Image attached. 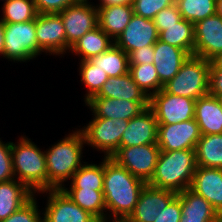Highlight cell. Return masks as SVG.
I'll return each mask as SVG.
<instances>
[{"instance_id":"6da1fadb","label":"cell","mask_w":222,"mask_h":222,"mask_svg":"<svg viewBox=\"0 0 222 222\" xmlns=\"http://www.w3.org/2000/svg\"><path fill=\"white\" fill-rule=\"evenodd\" d=\"M146 184L133 176L126 168L104 157L103 193L106 212H111L107 217V222H111L110 220L124 222L133 212Z\"/></svg>"},{"instance_id":"7a4b0ae2","label":"cell","mask_w":222,"mask_h":222,"mask_svg":"<svg viewBox=\"0 0 222 222\" xmlns=\"http://www.w3.org/2000/svg\"><path fill=\"white\" fill-rule=\"evenodd\" d=\"M45 150L47 190L61 189L65 182L85 163L82 160L85 138L80 129ZM82 161V162H81Z\"/></svg>"},{"instance_id":"3957f363","label":"cell","mask_w":222,"mask_h":222,"mask_svg":"<svg viewBox=\"0 0 222 222\" xmlns=\"http://www.w3.org/2000/svg\"><path fill=\"white\" fill-rule=\"evenodd\" d=\"M197 169L196 151H160L150 186L180 193L190 188Z\"/></svg>"},{"instance_id":"277c9868","label":"cell","mask_w":222,"mask_h":222,"mask_svg":"<svg viewBox=\"0 0 222 222\" xmlns=\"http://www.w3.org/2000/svg\"><path fill=\"white\" fill-rule=\"evenodd\" d=\"M11 142L12 167L15 179L23 183L31 192L47 190V170L45 152L41 151L25 135Z\"/></svg>"},{"instance_id":"5b68a950","label":"cell","mask_w":222,"mask_h":222,"mask_svg":"<svg viewBox=\"0 0 222 222\" xmlns=\"http://www.w3.org/2000/svg\"><path fill=\"white\" fill-rule=\"evenodd\" d=\"M210 66L211 61L190 55L179 72L163 86V89L172 95L197 100L209 94Z\"/></svg>"},{"instance_id":"8992f818","label":"cell","mask_w":222,"mask_h":222,"mask_svg":"<svg viewBox=\"0 0 222 222\" xmlns=\"http://www.w3.org/2000/svg\"><path fill=\"white\" fill-rule=\"evenodd\" d=\"M3 57L14 62H28L38 57L35 19L4 23Z\"/></svg>"},{"instance_id":"52a82bcc","label":"cell","mask_w":222,"mask_h":222,"mask_svg":"<svg viewBox=\"0 0 222 222\" xmlns=\"http://www.w3.org/2000/svg\"><path fill=\"white\" fill-rule=\"evenodd\" d=\"M91 121L86 126L80 128L85 143L95 148L98 152L104 153L103 157L110 158L111 155L120 147L122 134L127 129L129 121L123 119H107L97 117L92 112Z\"/></svg>"},{"instance_id":"ba28073f","label":"cell","mask_w":222,"mask_h":222,"mask_svg":"<svg viewBox=\"0 0 222 222\" xmlns=\"http://www.w3.org/2000/svg\"><path fill=\"white\" fill-rule=\"evenodd\" d=\"M160 148L157 144L119 147L110 157L133 176L148 183L155 171Z\"/></svg>"},{"instance_id":"9c48e42d","label":"cell","mask_w":222,"mask_h":222,"mask_svg":"<svg viewBox=\"0 0 222 222\" xmlns=\"http://www.w3.org/2000/svg\"><path fill=\"white\" fill-rule=\"evenodd\" d=\"M91 3L78 1L58 14L65 28L66 53H70L71 47L87 32L98 27L97 8Z\"/></svg>"},{"instance_id":"30bf717a","label":"cell","mask_w":222,"mask_h":222,"mask_svg":"<svg viewBox=\"0 0 222 222\" xmlns=\"http://www.w3.org/2000/svg\"><path fill=\"white\" fill-rule=\"evenodd\" d=\"M196 100L167 93L163 88L149 99L158 125L176 124L194 119Z\"/></svg>"},{"instance_id":"8fae6325","label":"cell","mask_w":222,"mask_h":222,"mask_svg":"<svg viewBox=\"0 0 222 222\" xmlns=\"http://www.w3.org/2000/svg\"><path fill=\"white\" fill-rule=\"evenodd\" d=\"M47 197L43 211V222H99L87 211L80 208L62 189L39 192Z\"/></svg>"},{"instance_id":"7c38bea8","label":"cell","mask_w":222,"mask_h":222,"mask_svg":"<svg viewBox=\"0 0 222 222\" xmlns=\"http://www.w3.org/2000/svg\"><path fill=\"white\" fill-rule=\"evenodd\" d=\"M38 55L42 52L62 56L66 53L64 24L58 14L38 13L35 19Z\"/></svg>"},{"instance_id":"4fadbf2b","label":"cell","mask_w":222,"mask_h":222,"mask_svg":"<svg viewBox=\"0 0 222 222\" xmlns=\"http://www.w3.org/2000/svg\"><path fill=\"white\" fill-rule=\"evenodd\" d=\"M200 137V129L195 119L158 125L157 145L161 151L195 150Z\"/></svg>"},{"instance_id":"5bb4252c","label":"cell","mask_w":222,"mask_h":222,"mask_svg":"<svg viewBox=\"0 0 222 222\" xmlns=\"http://www.w3.org/2000/svg\"><path fill=\"white\" fill-rule=\"evenodd\" d=\"M194 55L211 61L222 53V17L215 14L194 24Z\"/></svg>"},{"instance_id":"9a60e30c","label":"cell","mask_w":222,"mask_h":222,"mask_svg":"<svg viewBox=\"0 0 222 222\" xmlns=\"http://www.w3.org/2000/svg\"><path fill=\"white\" fill-rule=\"evenodd\" d=\"M159 39V32L153 20L133 14L127 27L114 44L129 54L145 46L155 45Z\"/></svg>"},{"instance_id":"2e32d148","label":"cell","mask_w":222,"mask_h":222,"mask_svg":"<svg viewBox=\"0 0 222 222\" xmlns=\"http://www.w3.org/2000/svg\"><path fill=\"white\" fill-rule=\"evenodd\" d=\"M177 193L146 184L133 212L124 222H154Z\"/></svg>"},{"instance_id":"e0dca14e","label":"cell","mask_w":222,"mask_h":222,"mask_svg":"<svg viewBox=\"0 0 222 222\" xmlns=\"http://www.w3.org/2000/svg\"><path fill=\"white\" fill-rule=\"evenodd\" d=\"M158 122L150 107H147L139 115L129 120L127 129L120 141V147L136 145L157 144Z\"/></svg>"},{"instance_id":"ac0fdd59","label":"cell","mask_w":222,"mask_h":222,"mask_svg":"<svg viewBox=\"0 0 222 222\" xmlns=\"http://www.w3.org/2000/svg\"><path fill=\"white\" fill-rule=\"evenodd\" d=\"M191 191L204 197L213 209L222 216V169L197 166Z\"/></svg>"},{"instance_id":"d6986e66","label":"cell","mask_w":222,"mask_h":222,"mask_svg":"<svg viewBox=\"0 0 222 222\" xmlns=\"http://www.w3.org/2000/svg\"><path fill=\"white\" fill-rule=\"evenodd\" d=\"M85 104L97 117L112 120L123 119L125 121H129L149 107V102L115 98H91Z\"/></svg>"},{"instance_id":"ffe728a7","label":"cell","mask_w":222,"mask_h":222,"mask_svg":"<svg viewBox=\"0 0 222 222\" xmlns=\"http://www.w3.org/2000/svg\"><path fill=\"white\" fill-rule=\"evenodd\" d=\"M190 54L176 46L158 41L154 45V61L160 82L165 85L180 70V67L189 58Z\"/></svg>"},{"instance_id":"44dd1931","label":"cell","mask_w":222,"mask_h":222,"mask_svg":"<svg viewBox=\"0 0 222 222\" xmlns=\"http://www.w3.org/2000/svg\"><path fill=\"white\" fill-rule=\"evenodd\" d=\"M194 119L201 135L222 134V106L219 98L206 94L197 99Z\"/></svg>"},{"instance_id":"7402d4cb","label":"cell","mask_w":222,"mask_h":222,"mask_svg":"<svg viewBox=\"0 0 222 222\" xmlns=\"http://www.w3.org/2000/svg\"><path fill=\"white\" fill-rule=\"evenodd\" d=\"M178 195L182 213L179 222H220L221 217L204 197L189 188Z\"/></svg>"},{"instance_id":"603a6c76","label":"cell","mask_w":222,"mask_h":222,"mask_svg":"<svg viewBox=\"0 0 222 222\" xmlns=\"http://www.w3.org/2000/svg\"><path fill=\"white\" fill-rule=\"evenodd\" d=\"M92 98H115L136 102H149V97L133 81L128 72L119 77H108L100 91Z\"/></svg>"},{"instance_id":"cb8c5ba5","label":"cell","mask_w":222,"mask_h":222,"mask_svg":"<svg viewBox=\"0 0 222 222\" xmlns=\"http://www.w3.org/2000/svg\"><path fill=\"white\" fill-rule=\"evenodd\" d=\"M98 26L115 41L127 27L134 11L132 4L97 8Z\"/></svg>"},{"instance_id":"d4e9b609","label":"cell","mask_w":222,"mask_h":222,"mask_svg":"<svg viewBox=\"0 0 222 222\" xmlns=\"http://www.w3.org/2000/svg\"><path fill=\"white\" fill-rule=\"evenodd\" d=\"M34 195L17 179L0 182V221L8 218Z\"/></svg>"},{"instance_id":"484cf974","label":"cell","mask_w":222,"mask_h":222,"mask_svg":"<svg viewBox=\"0 0 222 222\" xmlns=\"http://www.w3.org/2000/svg\"><path fill=\"white\" fill-rule=\"evenodd\" d=\"M113 45L114 41L98 26L81 37L70 51L84 61L104 53Z\"/></svg>"},{"instance_id":"4316f807","label":"cell","mask_w":222,"mask_h":222,"mask_svg":"<svg viewBox=\"0 0 222 222\" xmlns=\"http://www.w3.org/2000/svg\"><path fill=\"white\" fill-rule=\"evenodd\" d=\"M80 208L87 211L99 222H107L106 204L103 190L62 189Z\"/></svg>"},{"instance_id":"83f0119b","label":"cell","mask_w":222,"mask_h":222,"mask_svg":"<svg viewBox=\"0 0 222 222\" xmlns=\"http://www.w3.org/2000/svg\"><path fill=\"white\" fill-rule=\"evenodd\" d=\"M159 40L194 55V24L182 18L175 25L164 26V30L159 33Z\"/></svg>"},{"instance_id":"f1b7e54d","label":"cell","mask_w":222,"mask_h":222,"mask_svg":"<svg viewBox=\"0 0 222 222\" xmlns=\"http://www.w3.org/2000/svg\"><path fill=\"white\" fill-rule=\"evenodd\" d=\"M195 151L197 166L222 169V134L201 135Z\"/></svg>"},{"instance_id":"f546056e","label":"cell","mask_w":222,"mask_h":222,"mask_svg":"<svg viewBox=\"0 0 222 222\" xmlns=\"http://www.w3.org/2000/svg\"><path fill=\"white\" fill-rule=\"evenodd\" d=\"M89 61L105 71L108 77H119L129 72L128 54L115 44L104 53L91 57Z\"/></svg>"},{"instance_id":"4dcf8cb0","label":"cell","mask_w":222,"mask_h":222,"mask_svg":"<svg viewBox=\"0 0 222 222\" xmlns=\"http://www.w3.org/2000/svg\"><path fill=\"white\" fill-rule=\"evenodd\" d=\"M98 165L85 162L71 177L70 187L61 189H93L103 190L104 158Z\"/></svg>"},{"instance_id":"1f68e13d","label":"cell","mask_w":222,"mask_h":222,"mask_svg":"<svg viewBox=\"0 0 222 222\" xmlns=\"http://www.w3.org/2000/svg\"><path fill=\"white\" fill-rule=\"evenodd\" d=\"M38 15L33 0H7L2 7L3 23L28 22L36 19Z\"/></svg>"},{"instance_id":"d6a6232c","label":"cell","mask_w":222,"mask_h":222,"mask_svg":"<svg viewBox=\"0 0 222 222\" xmlns=\"http://www.w3.org/2000/svg\"><path fill=\"white\" fill-rule=\"evenodd\" d=\"M129 73L149 98L164 86L159 80L154 64L129 65Z\"/></svg>"},{"instance_id":"836d02e7","label":"cell","mask_w":222,"mask_h":222,"mask_svg":"<svg viewBox=\"0 0 222 222\" xmlns=\"http://www.w3.org/2000/svg\"><path fill=\"white\" fill-rule=\"evenodd\" d=\"M181 17L191 23L216 14V0H176Z\"/></svg>"},{"instance_id":"e575fe53","label":"cell","mask_w":222,"mask_h":222,"mask_svg":"<svg viewBox=\"0 0 222 222\" xmlns=\"http://www.w3.org/2000/svg\"><path fill=\"white\" fill-rule=\"evenodd\" d=\"M79 64L80 81L86 86L84 96L86 103L100 91L103 84L108 80V76L105 71L95 67L89 60L80 61Z\"/></svg>"},{"instance_id":"d590c367","label":"cell","mask_w":222,"mask_h":222,"mask_svg":"<svg viewBox=\"0 0 222 222\" xmlns=\"http://www.w3.org/2000/svg\"><path fill=\"white\" fill-rule=\"evenodd\" d=\"M35 194L8 218L0 222H43V213L37 205Z\"/></svg>"},{"instance_id":"8d00e7d4","label":"cell","mask_w":222,"mask_h":222,"mask_svg":"<svg viewBox=\"0 0 222 222\" xmlns=\"http://www.w3.org/2000/svg\"><path fill=\"white\" fill-rule=\"evenodd\" d=\"M176 0H133L132 7L135 15L153 20L162 9L175 4Z\"/></svg>"},{"instance_id":"74e56055","label":"cell","mask_w":222,"mask_h":222,"mask_svg":"<svg viewBox=\"0 0 222 222\" xmlns=\"http://www.w3.org/2000/svg\"><path fill=\"white\" fill-rule=\"evenodd\" d=\"M14 178L11 141L5 143L0 138V182H5Z\"/></svg>"},{"instance_id":"f35d334b","label":"cell","mask_w":222,"mask_h":222,"mask_svg":"<svg viewBox=\"0 0 222 222\" xmlns=\"http://www.w3.org/2000/svg\"><path fill=\"white\" fill-rule=\"evenodd\" d=\"M182 19L181 13L179 12L177 4H173L167 8L162 9L153 18L154 24L157 27L158 32L164 30V26L175 25Z\"/></svg>"},{"instance_id":"ab89813d","label":"cell","mask_w":222,"mask_h":222,"mask_svg":"<svg viewBox=\"0 0 222 222\" xmlns=\"http://www.w3.org/2000/svg\"><path fill=\"white\" fill-rule=\"evenodd\" d=\"M38 13L59 14L66 7L79 0H33Z\"/></svg>"},{"instance_id":"60d3db41","label":"cell","mask_w":222,"mask_h":222,"mask_svg":"<svg viewBox=\"0 0 222 222\" xmlns=\"http://www.w3.org/2000/svg\"><path fill=\"white\" fill-rule=\"evenodd\" d=\"M181 203L177 194L155 218L154 222H179L181 219Z\"/></svg>"},{"instance_id":"b9f144b4","label":"cell","mask_w":222,"mask_h":222,"mask_svg":"<svg viewBox=\"0 0 222 222\" xmlns=\"http://www.w3.org/2000/svg\"><path fill=\"white\" fill-rule=\"evenodd\" d=\"M154 45L145 46L128 54L129 65L153 64Z\"/></svg>"},{"instance_id":"7bdbcfd3","label":"cell","mask_w":222,"mask_h":222,"mask_svg":"<svg viewBox=\"0 0 222 222\" xmlns=\"http://www.w3.org/2000/svg\"><path fill=\"white\" fill-rule=\"evenodd\" d=\"M209 94L222 97V69L210 68L209 70Z\"/></svg>"},{"instance_id":"ee69618b","label":"cell","mask_w":222,"mask_h":222,"mask_svg":"<svg viewBox=\"0 0 222 222\" xmlns=\"http://www.w3.org/2000/svg\"><path fill=\"white\" fill-rule=\"evenodd\" d=\"M133 0H99V4L95 5L96 8H102L106 6H114V5H126L132 4Z\"/></svg>"},{"instance_id":"f6af8a7d","label":"cell","mask_w":222,"mask_h":222,"mask_svg":"<svg viewBox=\"0 0 222 222\" xmlns=\"http://www.w3.org/2000/svg\"><path fill=\"white\" fill-rule=\"evenodd\" d=\"M210 68H221L222 69V53L218 54L211 60Z\"/></svg>"},{"instance_id":"bcb514c9","label":"cell","mask_w":222,"mask_h":222,"mask_svg":"<svg viewBox=\"0 0 222 222\" xmlns=\"http://www.w3.org/2000/svg\"><path fill=\"white\" fill-rule=\"evenodd\" d=\"M4 49V23L0 19V55L3 56Z\"/></svg>"},{"instance_id":"7dc6e473","label":"cell","mask_w":222,"mask_h":222,"mask_svg":"<svg viewBox=\"0 0 222 222\" xmlns=\"http://www.w3.org/2000/svg\"><path fill=\"white\" fill-rule=\"evenodd\" d=\"M216 14L222 17V0H216Z\"/></svg>"},{"instance_id":"c3c4849f","label":"cell","mask_w":222,"mask_h":222,"mask_svg":"<svg viewBox=\"0 0 222 222\" xmlns=\"http://www.w3.org/2000/svg\"><path fill=\"white\" fill-rule=\"evenodd\" d=\"M219 98V101L221 103V106H222V97H218Z\"/></svg>"}]
</instances>
